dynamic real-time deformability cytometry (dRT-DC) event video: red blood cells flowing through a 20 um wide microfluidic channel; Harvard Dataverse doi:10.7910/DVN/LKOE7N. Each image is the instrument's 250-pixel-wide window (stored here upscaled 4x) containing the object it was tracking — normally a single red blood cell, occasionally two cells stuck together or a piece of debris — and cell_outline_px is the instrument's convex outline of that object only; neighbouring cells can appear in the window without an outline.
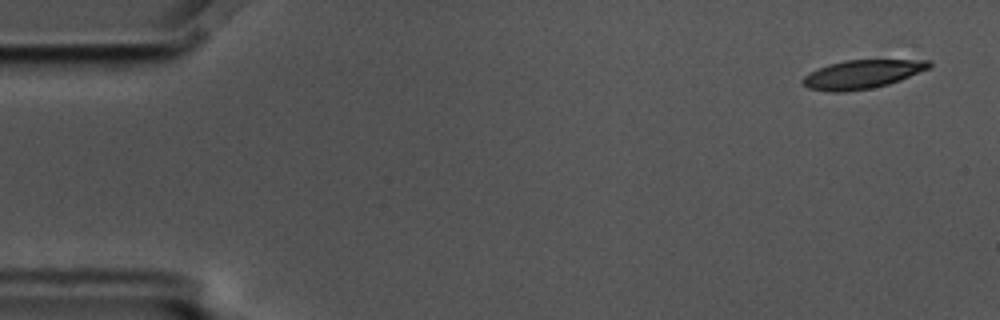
{"species": "common noctule bat (a hibernating species)", "species_latin": "Nyctalus noctula", "temperature_condition": "cold", "stored_images_in_passage": 6, "camera_frame_rate_fps": 3000, "um_per_image_px": 0.085, "animal": {"sex": "male", "body_mass_g": 17.5, "forearm_length_mm": 52.3}, "frame": {"image": 1, "passage_image": 1, "time_ms": 0.0, "image_size_px": [1000, 320], "cell_outline_px": [[932, 64], [928, 68], [900, 80], [888, 84], [872, 88], [844, 92], [828, 92], [808, 88], [800, 80], [808, 72], [828, 64], [844, 60], [932, 60]], "centroid_in_image_um": [73.22, 6.31], "position_along_channel_um": 11.8, "area_um2": 21.1}}
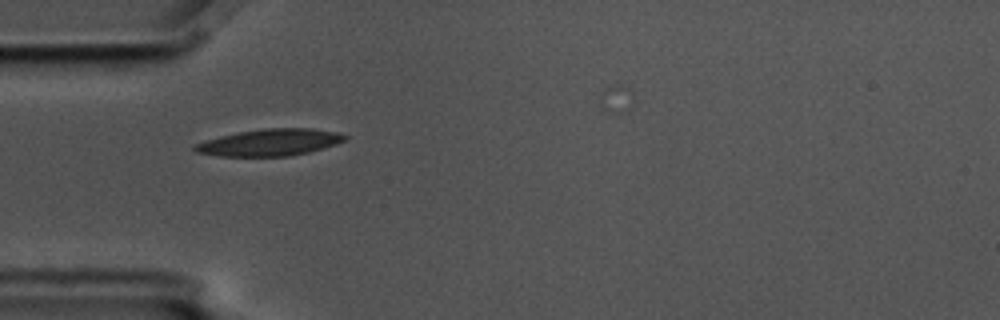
{"frame": {"image": 2, "passage_image": 5, "time_ms": 1.333, "image_size_px": [1000, 320], "cell_outline_px": [[348, 136], [344, 140], [336, 144], [308, 152], [288, 156], [220, 156], [196, 152], [192, 148], [196, 144], [220, 136], [240, 132], [264, 128], [312, 128], [340, 132]], "centroid_in_image_um": [22.98, 12.1], "position_along_channel_um": 62.0, "area_um2": 23.24}}